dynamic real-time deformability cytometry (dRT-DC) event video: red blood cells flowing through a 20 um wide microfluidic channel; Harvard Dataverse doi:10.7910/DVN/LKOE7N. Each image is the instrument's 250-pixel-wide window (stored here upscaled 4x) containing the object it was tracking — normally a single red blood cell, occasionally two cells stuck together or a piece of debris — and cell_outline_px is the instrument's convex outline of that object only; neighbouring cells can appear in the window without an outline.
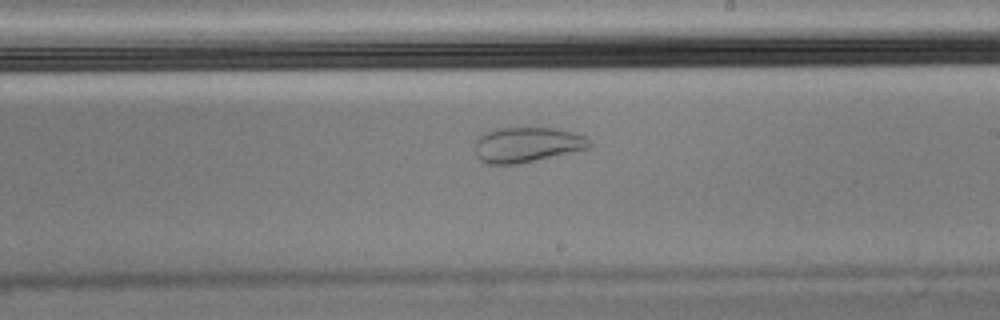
{"species": "Egyptian fruit bat (a non-hibernating species)", "species_latin": "Rousettus aegyptiacus", "temperature_condition": "cold", "stored_images_in_passage": 43, "camera_frame_rate_fps": 3000, "um_per_image_px": 0.085, "animal": {"sex": "male"}, "frame": {"image": 1, "passage_image": 19, "time_ms": 6.0, "image_size_px": [1000, 320], "cell_outline_px": [[588, 148], [532, 160], [512, 164], [488, 164], [480, 160], [476, 156], [476, 140], [480, 136], [488, 132], [504, 128], [552, 128], [584, 136], [588, 144]], "centroid_in_image_um": [44.71, 12.3], "position_along_channel_um": 244.3, "area_um2": 22.37}}